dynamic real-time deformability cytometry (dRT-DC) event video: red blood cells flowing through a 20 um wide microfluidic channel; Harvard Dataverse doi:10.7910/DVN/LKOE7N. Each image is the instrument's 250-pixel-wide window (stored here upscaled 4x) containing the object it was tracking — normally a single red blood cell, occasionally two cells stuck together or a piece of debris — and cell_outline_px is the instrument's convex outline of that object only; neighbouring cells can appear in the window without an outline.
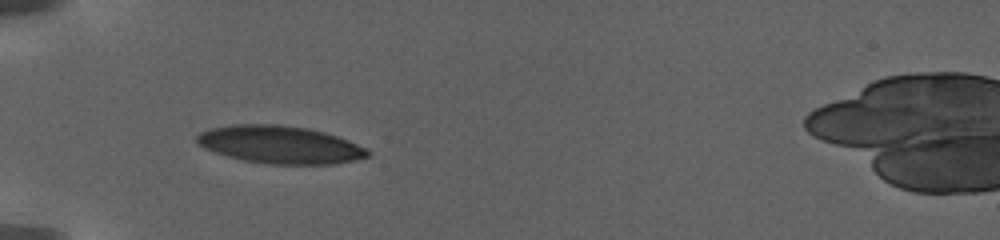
{"species": "human", "species_latin": "Homo sapiens", "temperature_condition": "warm", "stored_images_in_passage": 41, "camera_frame_rate_fps": 3000, "um_per_image_px": 0.085, "donor": {"sex": "female"}, "frame": {"image": 1, "passage_image": 1, "time_ms": 0.0, "image_size_px": [1000, 240], "cell_outline_px": [[372, 152], [368, 156], [356, 160], [336, 164], [268, 164], [244, 160], [228, 156], [204, 148], [196, 144], [196, 136], [200, 132], [208, 128], [232, 124], [280, 124], [308, 128], [324, 132], [348, 140], [368, 148]], "centroid_in_image_um": [23.8, 12.29], "position_along_channel_um": 61.2, "area_um2": 37.8}}
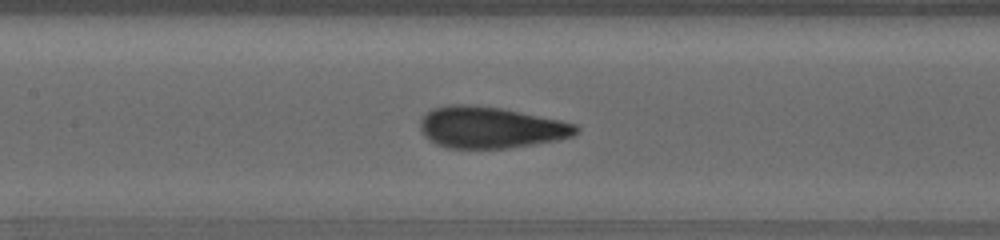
{"frame": {"image": 2, "passage_image": 12, "time_ms": 4.0, "image_size_px": [1000, 240], "cell_outline_px": [[580, 128], [572, 136], [556, 140], [508, 148], [448, 148], [436, 144], [428, 140], [420, 132], [420, 116], [432, 108], [448, 104], [472, 104], [500, 108], [560, 120], [576, 124]], "centroid_in_image_um": [41.62, 10.82], "position_along_channel_um": 165.8, "area_um2": 37.8}}
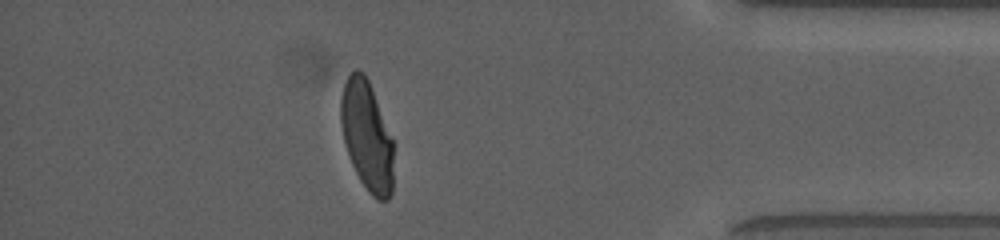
{"frame": {"image": 3, "passage_image": 33, "time_ms": 13.333, "image_size_px": [1000, 240], "cell_outline_px": [[392, 192], [388, 200], [376, 200], [368, 192], [360, 180], [352, 164], [344, 140], [340, 120], [340, 100], [344, 84], [348, 76], [356, 68], [364, 72], [368, 80], [392, 140]], "centroid_in_image_um": [31.16, 11.56], "position_along_channel_um": 404.0, "area_um2": 33.12}, "authors_computed_cell_mechanics": {"area_um2": 36.4718, "velocity_mm_per_s": 2.8852, "shape_relaxation_time_tau1_ms": 6.3358, "shape_relaxation_time_tau2_ms": null, "deformation_change_tau1": 0.2285, "deformation_change_tau2": null}}